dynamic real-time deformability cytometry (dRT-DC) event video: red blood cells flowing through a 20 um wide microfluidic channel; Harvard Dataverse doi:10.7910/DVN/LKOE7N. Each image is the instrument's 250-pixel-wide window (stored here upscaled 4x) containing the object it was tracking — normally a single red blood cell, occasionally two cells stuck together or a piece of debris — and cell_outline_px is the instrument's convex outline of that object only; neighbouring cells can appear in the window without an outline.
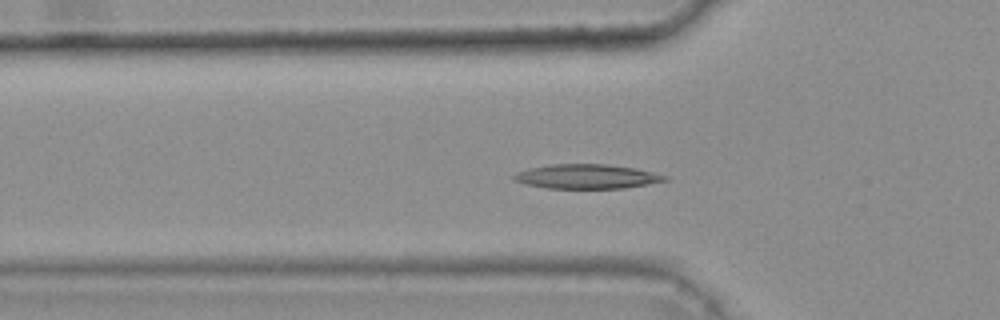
{"species": "common noctule bat (a hibernating species)", "species_latin": "Nyctalus noctula", "temperature_condition": "warm", "stored_images_in_passage": 44, "camera_frame_rate_fps": 3000, "um_per_image_px": 0.085, "animal": {"sex": "female", "body_mass_g": 25.1}, "frame": {"image": 1, "passage_image": 17, "time_ms": 5.333, "image_size_px": [1000, 320], "cell_outline_px": [[668, 180], [624, 188], [548, 188], [524, 184], [516, 180], [512, 176], [516, 172], [528, 168], [552, 164], [608, 164], [636, 168], [668, 176]], "centroid_in_image_um": [49.86, 14.99], "position_along_channel_um": 75.9, "area_um2": 21.39}}
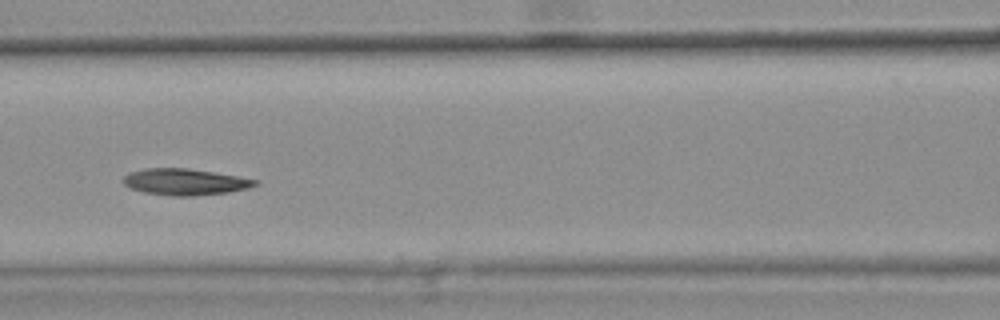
{"frame": {"image": 2, "passage_image": 23, "time_ms": 7.333, "image_size_px": [1000, 320], "cell_outline_px": [[260, 184], [248, 188], [228, 192], [192, 196], [172, 196], [144, 192], [128, 188], [120, 180], [128, 172], [144, 168], [188, 168], [260, 180]], "centroid_in_image_um": [15.68, 15.46], "position_along_channel_um": 150.9, "area_um2": 20.46}}
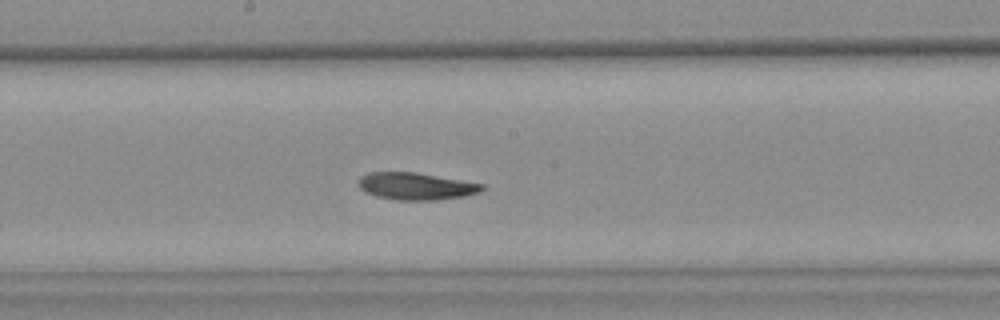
{"frame": {"image": 3, "passage_image": 28, "time_ms": 9.0, "image_size_px": [1000, 320], "cell_outline_px": [[484, 188], [480, 192], [464, 196], [440, 200], [396, 200], [376, 196], [360, 188], [360, 176], [368, 172], [416, 172], [484, 184]], "centroid_in_image_um": [35.39, 15.83], "position_along_channel_um": 212.8, "area_um2": 19.48}, "authors_computed_cell_mechanics": {"area_um2": 20.4034, "velocity_mm_per_s": 3.7351, "shape_relaxation_time_tau1_ms": 6.5912, "shape_relaxation_time_tau2_ms": 10.5811, "deformation_change_tau1": 0.1663, "deformation_change_tau2": 0.1858}}